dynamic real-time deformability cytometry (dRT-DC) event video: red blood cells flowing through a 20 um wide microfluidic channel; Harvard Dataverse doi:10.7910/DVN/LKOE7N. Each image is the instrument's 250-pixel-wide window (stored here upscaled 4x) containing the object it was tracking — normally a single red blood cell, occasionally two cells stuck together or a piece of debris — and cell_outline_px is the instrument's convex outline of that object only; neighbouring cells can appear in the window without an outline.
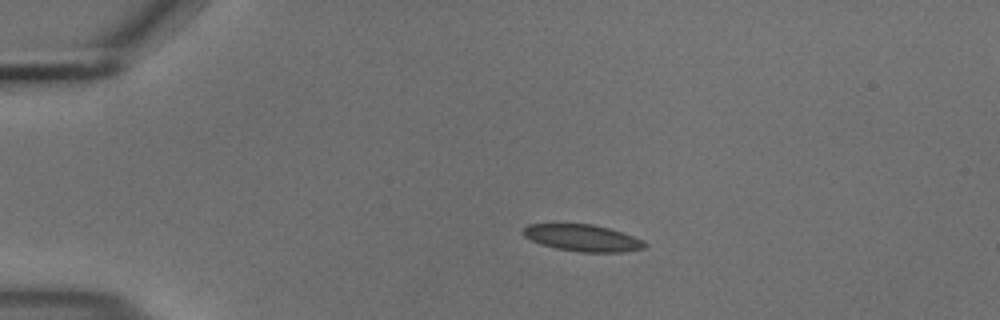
{"species": "common noctule bat (a hibernating species)", "species_latin": "Nyctalus noctula", "temperature_condition": "cold", "stored_images_in_passage": 44, "camera_frame_rate_fps": 3000, "um_per_image_px": 0.085, "animal": {"sex": "male", "body_mass_g": 18.8}, "frame": {"image": 1, "passage_image": 1, "time_ms": 0.0, "image_size_px": [1000, 320], "cell_outline_px": [[648, 244], [644, 248], [624, 252], [580, 252], [556, 248], [540, 244], [524, 236], [524, 228], [528, 224], [592, 224], [608, 228], [644, 240]], "centroid_in_image_um": [49.54, 20.23], "position_along_channel_um": 35.5, "area_um2": 18.79}}
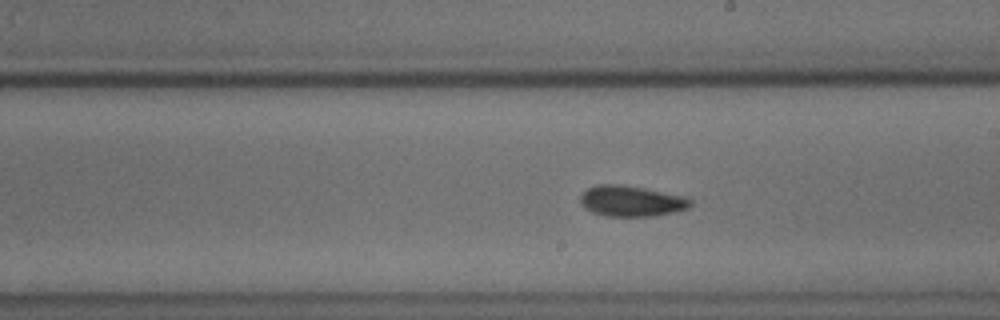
{"frame": {"image": 2, "passage_image": 21, "time_ms": 6.667, "image_size_px": [1000, 320], "cell_outline_px": [[692, 204], [688, 208], [672, 212], [652, 216], [604, 216], [592, 212], [584, 208], [580, 204], [580, 196], [588, 188], [596, 184], [620, 184], [644, 188], [688, 196], [692, 200]], "centroid_in_image_um": [53.66, 17.08], "position_along_channel_um": 235.3, "area_um2": 19.94}}
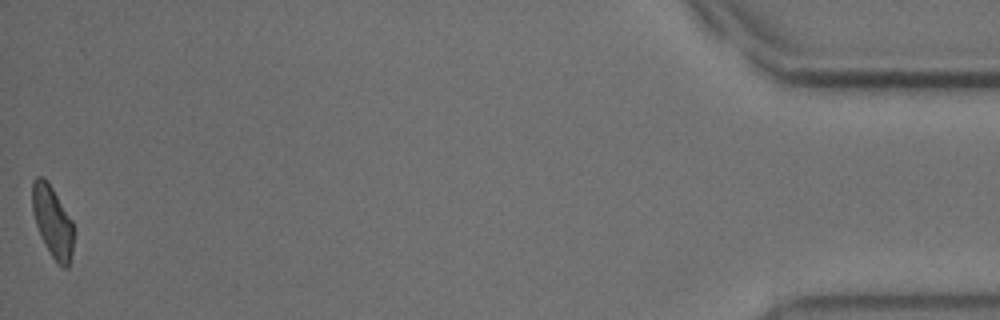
{"frame": {"image": 3, "passage_image": 44, "time_ms": 14.333, "image_size_px": [1000, 320], "cell_outline_px": [[72, 252], [68, 268], [64, 268], [52, 256], [44, 244], [36, 224], [32, 212], [32, 180], [36, 176], [44, 176], [52, 188], [72, 220]], "centroid_in_image_um": [4.43, 18.79], "position_along_channel_um": 430.8, "area_um2": 16.94}, "authors_computed_cell_mechanics": {"area_um2": 18.4671, "velocity_mm_per_s": 3.693, "shape_relaxation_time_tau1_ms": 2.8609, "shape_relaxation_time_tau2_ms": 1.1651, "deformation_change_tau1": 0.1034, "deformation_change_tau2": 0.0669}}